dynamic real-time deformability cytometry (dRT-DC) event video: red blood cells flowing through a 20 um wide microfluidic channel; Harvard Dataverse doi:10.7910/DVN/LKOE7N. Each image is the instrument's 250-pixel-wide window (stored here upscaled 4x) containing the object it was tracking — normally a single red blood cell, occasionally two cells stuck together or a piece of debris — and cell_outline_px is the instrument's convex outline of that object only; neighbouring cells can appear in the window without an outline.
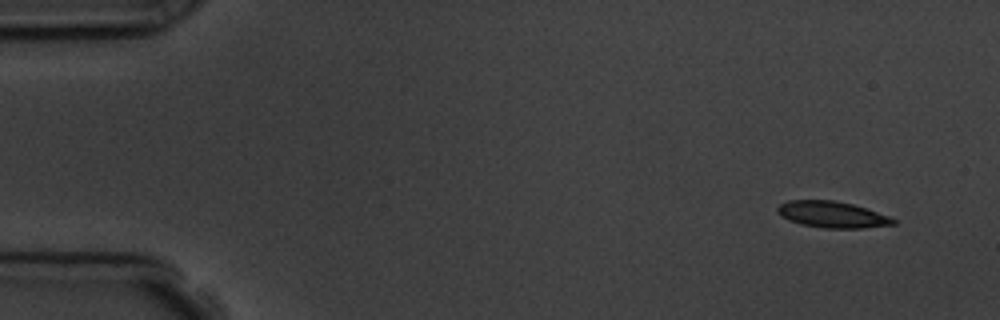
{"species": "common noctule bat (a hibernating species)", "species_latin": "Nyctalus noctula", "temperature_condition": "room temperature", "stored_images_in_passage": 3, "camera_frame_rate_fps": 3000, "um_per_image_px": 0.085, "animal": {"sex": "male", "body_mass_g": 19.5, "forearm_length_mm": 54.6}, "frame": {"image": 1, "passage_image": 3, "time_ms": 2.333, "image_size_px": [1000, 320], "cell_outline_px": [[896, 224], [864, 228], [824, 228], [800, 224], [788, 220], [780, 216], [776, 212], [776, 208], [780, 204], [788, 200], [832, 200], [852, 204], [888, 216], [896, 220]], "centroid_in_image_um": [70.68, 18.24], "position_along_channel_um": 14.3, "area_um2": 17.74}}